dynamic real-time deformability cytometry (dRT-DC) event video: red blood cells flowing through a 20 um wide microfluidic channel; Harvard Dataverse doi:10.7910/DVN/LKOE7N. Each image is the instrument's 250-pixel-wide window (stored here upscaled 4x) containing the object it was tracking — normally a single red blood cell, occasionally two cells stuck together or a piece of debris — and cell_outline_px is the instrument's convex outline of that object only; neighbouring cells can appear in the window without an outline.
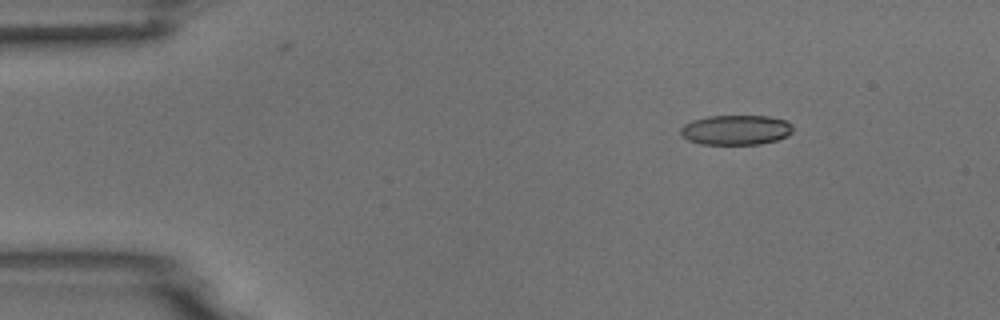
{"species": "common noctule bat (a hibernating species)", "species_latin": "Nyctalus noctula", "temperature_condition": "room temperature", "stored_images_in_passage": 5, "camera_frame_rate_fps": 3000, "um_per_image_px": 0.085, "animal": {"sex": "male", "body_mass_g": 18.8}, "frame": {"image": 1, "passage_image": 2, "time_ms": 1.333, "image_size_px": [1000, 320], "cell_outline_px": [[792, 132], [788, 136], [776, 140], [760, 144], [700, 144], [688, 140], [680, 136], [680, 128], [684, 124], [692, 120], [708, 116], [768, 116], [788, 120], [792, 124]], "centroid_in_image_um": [62.55, 11.04], "position_along_channel_um": 22.5, "area_um2": 19.77}}
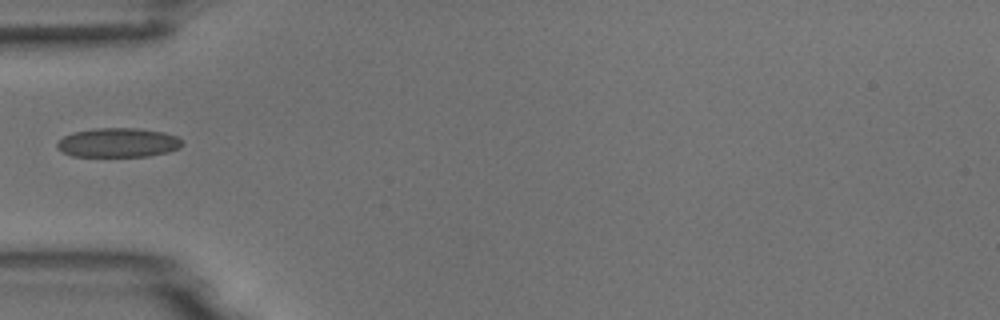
{"frame": {"image": 2, "passage_image": 5, "time_ms": 4.667, "image_size_px": [1000, 320], "cell_outline_px": [[184, 144], [180, 148], [168, 152], [148, 156], [72, 156], [56, 148], [56, 144], [64, 136], [72, 132], [96, 128], [136, 128], [164, 132], [176, 136], [184, 140]], "centroid_in_image_um": [10.07, 12.12], "position_along_channel_um": 74.9, "area_um2": 21.44}}